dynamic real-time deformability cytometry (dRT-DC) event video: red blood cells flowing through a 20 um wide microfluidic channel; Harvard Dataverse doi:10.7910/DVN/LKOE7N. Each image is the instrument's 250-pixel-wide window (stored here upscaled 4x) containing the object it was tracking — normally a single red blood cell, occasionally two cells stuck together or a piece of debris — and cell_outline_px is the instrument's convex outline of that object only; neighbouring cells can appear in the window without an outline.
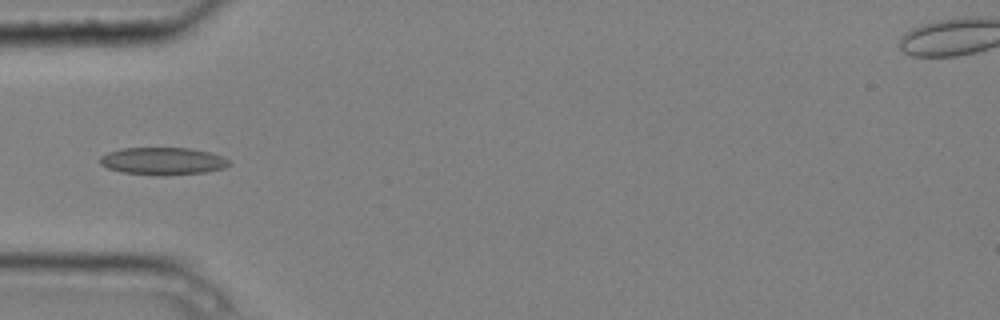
{"species": "common noctule bat (a hibernating species)", "species_latin": "Nyctalus noctula", "temperature_condition": "cold", "stored_images_in_passage": 7, "camera_frame_rate_fps": 3000, "um_per_image_px": 0.085, "animal": {"sex": "male", "body_mass_g": 20.4}, "frame": {"image": 1, "passage_image": 4, "time_ms": 1.0, "image_size_px": [1000, 320], "cell_outline_px": [[232, 164], [224, 168], [204, 172], [164, 176], [160, 176], [120, 172], [108, 168], [100, 164], [100, 156], [108, 152], [120, 148], [192, 148], [208, 152], [220, 156], [228, 160]], "centroid_in_image_um": [13.81, 13.7], "position_along_channel_um": 71.2, "area_um2": 20.75}}
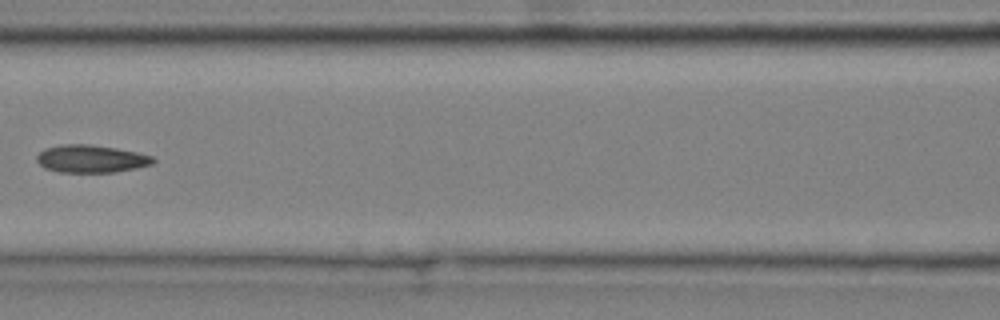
{"frame": {"image": 2, "passage_image": 6, "time_ms": 1.667, "image_size_px": [1000, 320], "cell_outline_px": [[156, 160], [152, 164], [136, 168], [112, 172], [60, 172], [44, 168], [36, 160], [36, 156], [44, 148], [60, 144], [88, 144], [116, 148], [136, 152], [152, 156]], "centroid_in_image_um": [7.71, 13.49], "position_along_channel_um": 158.9, "area_um2": 18.73}}
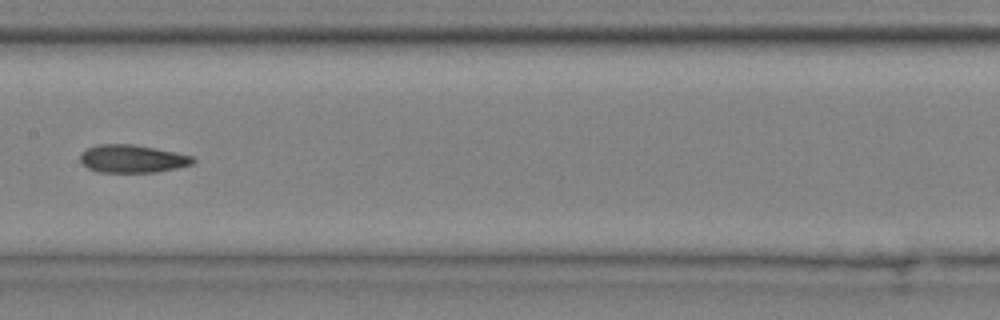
{"frame": {"image": 3, "passage_image": 7, "time_ms": 2.0, "image_size_px": [1000, 320], "cell_outline_px": [[196, 160], [192, 164], [176, 168], [156, 172], [100, 172], [88, 168], [80, 160], [80, 152], [96, 144], [132, 144], [176, 152], [192, 156]], "centroid_in_image_um": [11.24, 13.49], "position_along_channel_um": 196.2, "area_um2": 18.26}}